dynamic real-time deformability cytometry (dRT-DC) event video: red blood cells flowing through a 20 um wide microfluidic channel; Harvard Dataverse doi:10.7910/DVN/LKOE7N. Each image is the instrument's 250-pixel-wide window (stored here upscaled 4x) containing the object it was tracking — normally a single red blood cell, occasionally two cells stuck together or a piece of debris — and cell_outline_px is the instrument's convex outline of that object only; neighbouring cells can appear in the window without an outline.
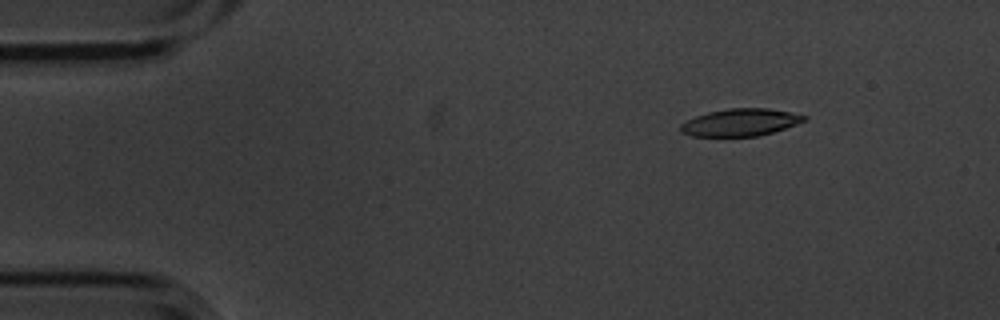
{"species": "common noctule bat (a hibernating species)", "species_latin": "Nyctalus noctula", "temperature_condition": "cold", "stored_images_in_passage": 5, "camera_frame_rate_fps": 3000, "um_per_image_px": 0.085, "animal": {"sex": "male", "body_mass_g": 20.1, "forearm_length_mm": 53.5}, "frame": {"image": 1, "passage_image": 2, "time_ms": 0.333, "image_size_px": [1000, 320], "cell_outline_px": [[808, 120], [772, 132], [756, 136], [692, 136], [680, 132], [680, 124], [696, 116], [708, 112], [728, 108], [768, 108], [808, 116]], "centroid_in_image_um": [62.92, 10.4], "position_along_channel_um": 22.1, "area_um2": 19.54}}